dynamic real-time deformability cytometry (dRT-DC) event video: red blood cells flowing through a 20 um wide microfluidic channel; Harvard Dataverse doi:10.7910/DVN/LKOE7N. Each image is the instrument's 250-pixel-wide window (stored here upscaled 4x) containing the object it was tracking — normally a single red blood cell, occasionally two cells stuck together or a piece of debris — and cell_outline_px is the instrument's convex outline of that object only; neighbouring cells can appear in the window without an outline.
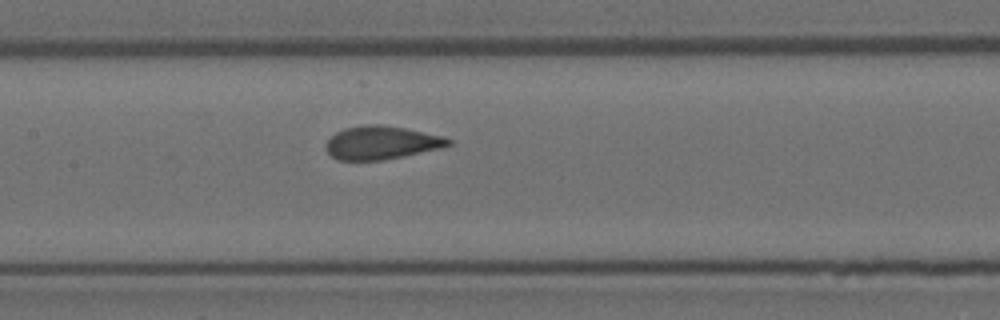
{"species": "Egyptian fruit bat (a non-hibernating species)", "species_latin": "Rousettus aegyptiacus", "temperature_condition": "room temperature", "stored_images_in_passage": 4, "camera_frame_rate_fps": 3000, "um_per_image_px": 0.085, "animal": {"sex": "female"}, "frame": {"image": 1, "passage_image": 4, "time_ms": 1.0, "image_size_px": [1000, 320], "cell_outline_px": [[452, 144], [444, 148], [384, 160], [336, 160], [328, 152], [328, 140], [336, 132], [344, 128], [364, 124], [380, 124], [404, 128], [444, 136], [452, 140]], "centroid_in_image_um": [32.48, 12.13], "position_along_channel_um": 174.9, "area_um2": 23.81}}